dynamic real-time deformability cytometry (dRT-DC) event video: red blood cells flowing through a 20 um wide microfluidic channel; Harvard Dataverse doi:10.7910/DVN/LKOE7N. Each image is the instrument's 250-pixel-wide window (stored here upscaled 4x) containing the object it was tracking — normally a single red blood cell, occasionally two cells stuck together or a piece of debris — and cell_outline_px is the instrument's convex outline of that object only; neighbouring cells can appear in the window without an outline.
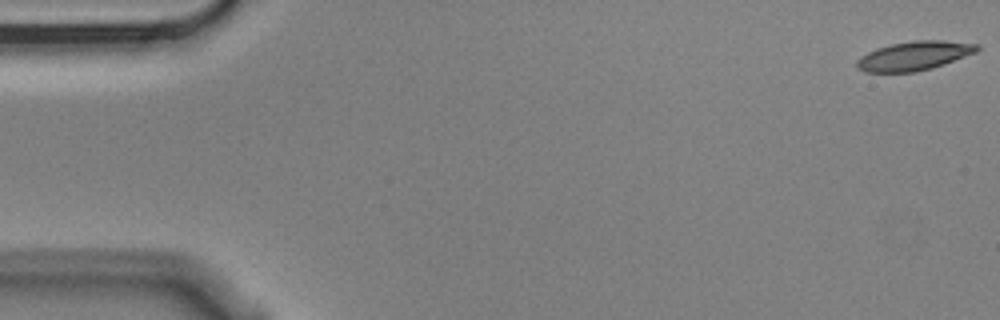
{"species": "Egyptian fruit bat (a non-hibernating species)", "species_latin": "Rousettus aegyptiacus", "temperature_condition": "cold", "stored_images_in_passage": 5, "camera_frame_rate_fps": 3000, "um_per_image_px": 0.085, "animal": {"sex": "male"}, "frame": {"image": 1, "passage_image": 1, "time_ms": 0.0, "image_size_px": [1000, 320], "cell_outline_px": [[980, 48], [976, 52], [944, 64], [932, 68], [916, 72], [864, 72], [856, 68], [856, 60], [860, 56], [876, 48], [892, 44], [912, 40], [944, 40], [980, 44]], "centroid_in_image_um": [77.69, 4.74], "position_along_channel_um": 7.3, "area_um2": 20.52}}
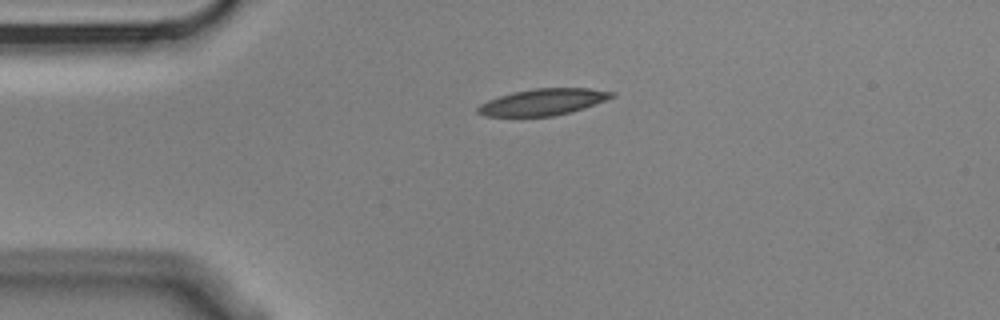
{"frame": {"image": 2, "passage_image": 4, "time_ms": 1.0, "image_size_px": [1000, 320], "cell_outline_px": [[616, 96], [584, 108], [552, 116], [484, 116], [476, 112], [476, 108], [480, 104], [488, 100], [512, 92], [532, 88], [588, 88], [616, 92]], "centroid_in_image_um": [46.15, 8.66], "position_along_channel_um": 38.9, "area_um2": 20.63}}